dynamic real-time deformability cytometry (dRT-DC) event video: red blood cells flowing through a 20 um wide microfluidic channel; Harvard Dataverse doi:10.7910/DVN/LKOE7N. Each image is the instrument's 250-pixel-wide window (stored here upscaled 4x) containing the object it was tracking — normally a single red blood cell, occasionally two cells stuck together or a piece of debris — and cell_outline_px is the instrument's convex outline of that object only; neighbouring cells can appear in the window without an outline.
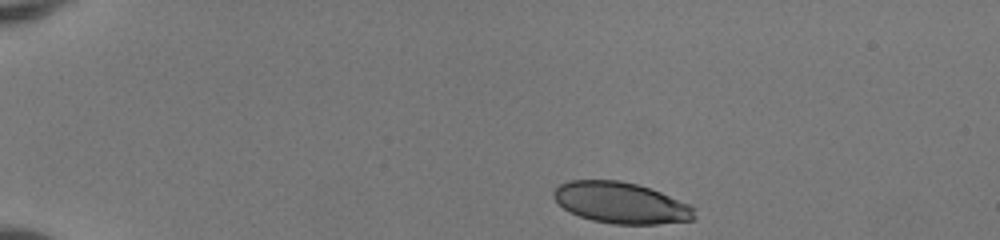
{"species": "human", "species_latin": "Homo sapiens", "temperature_condition": "room temperature", "stored_images_in_passage": 42, "camera_frame_rate_fps": 3000, "um_per_image_px": 0.085, "donor": {"sex": "female"}, "frame": {"image": 1, "passage_image": 1, "time_ms": 0.0, "image_size_px": [1000, 240], "cell_outline_px": [[696, 216], [692, 220], [656, 224], [612, 224], [592, 220], [568, 212], [552, 196], [552, 192], [560, 184], [568, 180], [620, 180], [636, 184], [660, 192], [688, 204], [696, 208]], "centroid_in_image_um": [52.77, 17.24], "position_along_channel_um": 32.2, "area_um2": 33.76}}
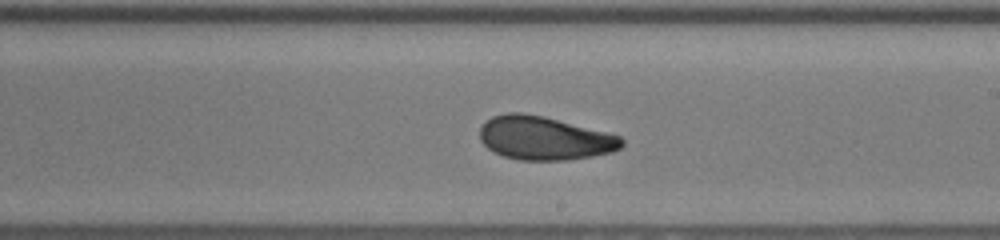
{"frame": {"image": 2, "passage_image": 23, "time_ms": 7.333, "image_size_px": [1000, 240], "cell_outline_px": [[624, 144], [620, 148], [612, 152], [592, 156], [568, 160], [520, 160], [504, 156], [488, 148], [480, 140], [480, 128], [492, 116], [508, 112], [520, 112], [544, 116], [620, 136], [624, 140]], "centroid_in_image_um": [46.28, 11.74], "position_along_channel_um": 242.7, "area_um2": 35.78}}
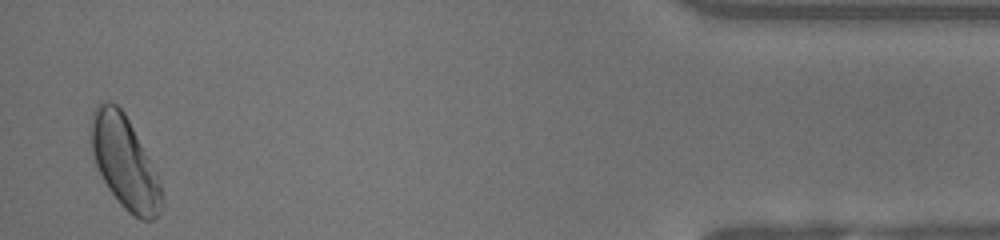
{"frame": {"image": 3, "passage_image": 41, "time_ms": 13.333, "image_size_px": [1000, 240], "cell_outline_px": [[160, 212], [152, 220], [140, 220], [128, 212], [120, 204], [108, 188], [96, 164], [92, 152], [92, 112], [96, 104], [116, 104], [124, 112], [156, 172], [160, 184]], "centroid_in_image_um": [10.59, 13.83], "position_along_channel_um": 424.6, "area_um2": 36.76}, "authors_computed_cell_mechanics": {"area_um2": 36.0961, "velocity_mm_per_s": 4.0983, "shape_relaxation_time_tau1_ms": 6.3333, "shape_relaxation_time_tau2_ms": 1.5091, "deformation_change_tau1": 0.1769, "deformation_change_tau2": 0.0683}}